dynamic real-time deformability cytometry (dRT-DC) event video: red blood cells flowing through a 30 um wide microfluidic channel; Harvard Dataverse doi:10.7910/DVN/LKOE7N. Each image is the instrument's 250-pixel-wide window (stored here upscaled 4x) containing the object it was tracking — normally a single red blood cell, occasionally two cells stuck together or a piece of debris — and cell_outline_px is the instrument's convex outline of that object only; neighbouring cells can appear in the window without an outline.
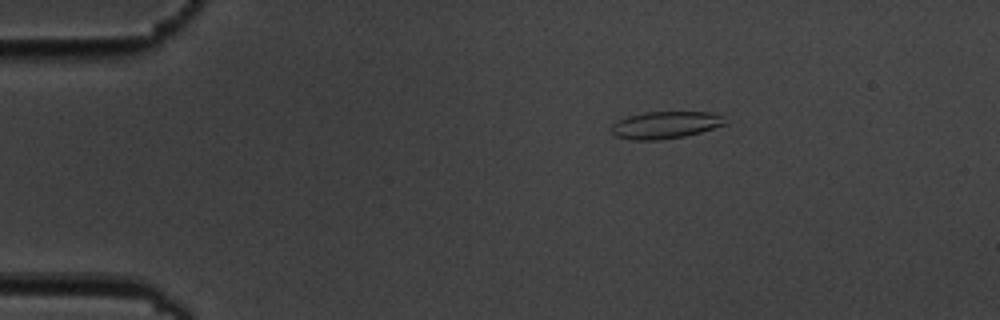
{"species": "common noctule bat (a hibernating species)", "species_latin": "Nyctalus noctula", "temperature_condition": "cold", "stored_images_in_passage": 5, "camera_frame_rate_fps": 3000, "um_per_image_px": 0.085, "animal": {"sex": "male", "body_mass_g": 19.5, "forearm_length_mm": 54.6}, "frame": {"image": 1, "passage_image": 3, "time_ms": 2.333, "image_size_px": [1000, 320], "cell_outline_px": [[728, 124], [700, 132], [684, 136], [656, 140], [632, 140], [616, 136], [612, 132], [612, 124], [628, 116], [644, 112], [708, 112], [724, 116]], "centroid_in_image_um": [56.59, 10.62], "position_along_channel_um": 28.4, "area_um2": 17.92}}